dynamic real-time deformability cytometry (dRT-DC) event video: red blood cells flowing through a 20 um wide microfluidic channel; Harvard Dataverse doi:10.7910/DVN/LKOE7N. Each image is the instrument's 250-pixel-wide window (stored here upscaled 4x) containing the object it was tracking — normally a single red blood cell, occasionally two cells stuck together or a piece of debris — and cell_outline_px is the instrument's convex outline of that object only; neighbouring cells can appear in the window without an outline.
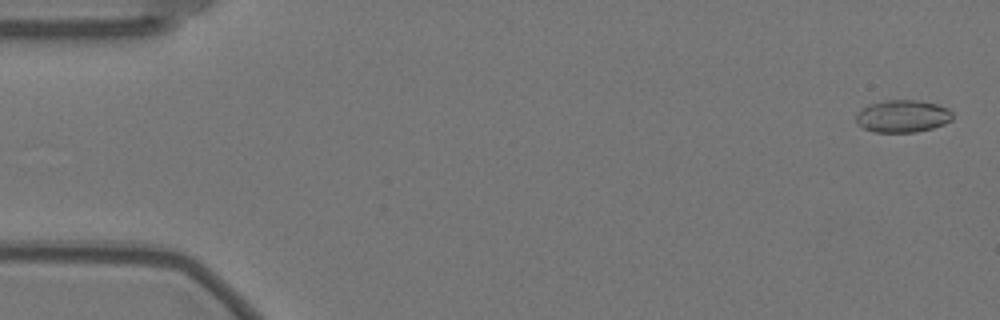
{"species": "Egyptian fruit bat (a non-hibernating species)", "species_latin": "Rousettus aegyptiacus", "temperature_condition": "warm", "stored_images_in_passage": 58, "camera_frame_rate_fps": 3000, "um_per_image_px": 0.085, "animal": {"sex": "female"}, "frame": {"image": 1, "passage_image": 2, "time_ms": 0.333, "image_size_px": [1000, 320], "cell_outline_px": [[952, 120], [944, 124], [932, 128], [916, 132], [876, 132], [864, 128], [856, 124], [856, 116], [860, 108], [868, 104], [884, 100], [916, 100], [936, 104], [948, 108], [952, 112]], "centroid_in_image_um": [76.7, 9.87], "position_along_channel_um": 8.3, "area_um2": 18.32}}
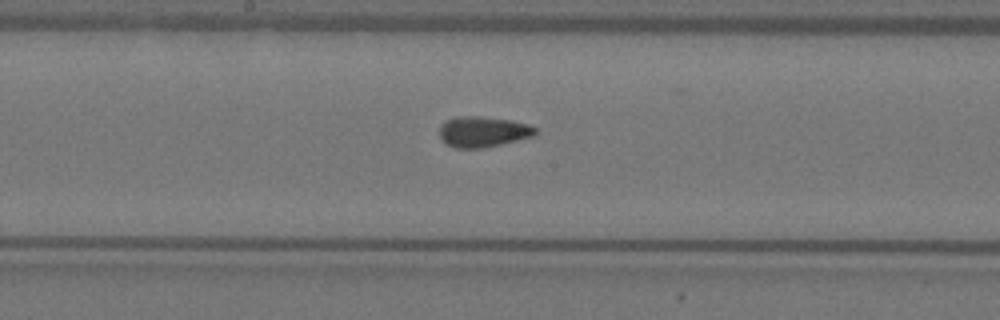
{"frame": {"image": 2, "passage_image": 30, "time_ms": 9.667, "image_size_px": [1000, 320], "cell_outline_px": [[536, 132], [532, 136], [500, 144], [480, 148], [456, 148], [440, 140], [440, 124], [444, 120], [456, 116], [480, 116], [512, 120], [528, 124], [536, 128]], "centroid_in_image_um": [41.0, 11.18], "position_along_channel_um": 207.2, "area_um2": 17.11}}
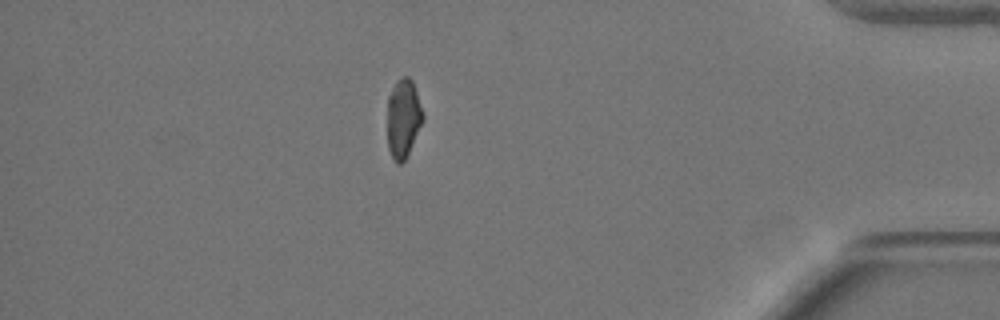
{"frame": {"image": 3, "passage_image": 50, "time_ms": 16.333, "image_size_px": [1000, 320], "cell_outline_px": [[424, 120], [404, 160], [400, 164], [396, 164], [388, 148], [388, 96], [396, 80], [404, 76], [408, 76], [412, 80], [424, 116]], "centroid_in_image_um": [34.27, 10.04], "position_along_channel_um": 400.9, "area_um2": 16.13}}